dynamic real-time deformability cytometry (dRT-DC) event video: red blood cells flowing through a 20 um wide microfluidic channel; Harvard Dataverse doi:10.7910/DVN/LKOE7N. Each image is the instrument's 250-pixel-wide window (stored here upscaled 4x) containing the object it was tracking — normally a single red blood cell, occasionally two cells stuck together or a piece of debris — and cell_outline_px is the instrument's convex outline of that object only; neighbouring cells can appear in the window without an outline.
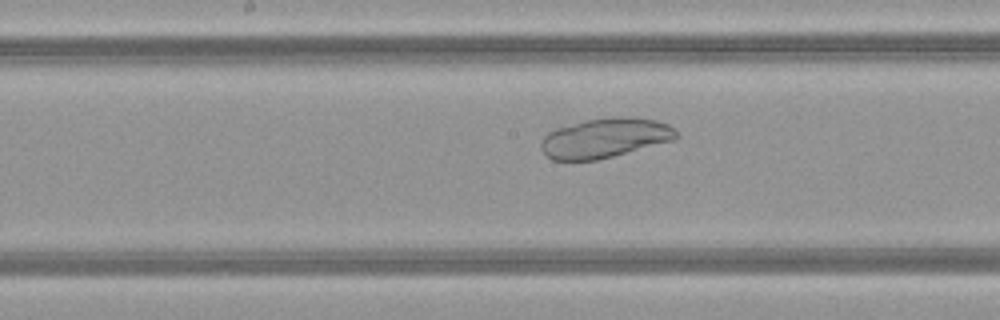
{"species": "common noctule bat (a hibernating species)", "species_latin": "Nyctalus noctula", "temperature_condition": "warm", "stored_images_in_passage": 35, "camera_frame_rate_fps": 3000, "um_per_image_px": 0.085, "animal": {"sex": "female", "body_mass_g": 21.9}, "frame": {"image": 1, "passage_image": 11, "time_ms": 3.333, "image_size_px": [1000, 320], "cell_outline_px": [[676, 140], [596, 160], [552, 160], [540, 148], [540, 144], [544, 136], [548, 132], [556, 128], [584, 120], [616, 116], [632, 116], [656, 120], [668, 124], [676, 132]], "centroid_in_image_um": [51.41, 11.71], "position_along_channel_um": 196.8, "area_um2": 31.27}}